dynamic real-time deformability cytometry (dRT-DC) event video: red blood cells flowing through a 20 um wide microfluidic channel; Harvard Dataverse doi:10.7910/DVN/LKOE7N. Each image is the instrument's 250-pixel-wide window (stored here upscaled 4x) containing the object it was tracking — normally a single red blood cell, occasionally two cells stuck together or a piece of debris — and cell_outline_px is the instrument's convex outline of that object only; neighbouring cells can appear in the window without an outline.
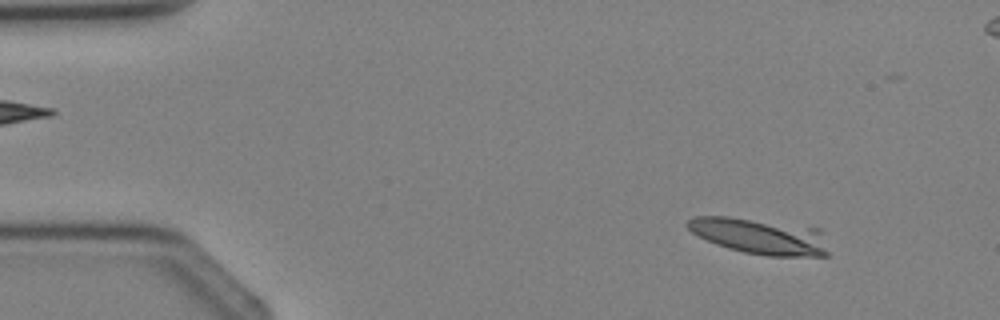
{"species": "Egyptian fruit bat (a non-hibernating species)", "species_latin": "Rousettus aegyptiacus", "temperature_condition": "cold", "stored_images_in_passage": 5, "camera_frame_rate_fps": 3000, "um_per_image_px": 0.085, "animal": {"sex": "female"}, "frame": {"image": 1, "passage_image": 2, "time_ms": 1.333, "image_size_px": [1000, 320], "cell_outline_px": [[828, 256], [768, 256], [744, 252], [728, 248], [716, 244], [692, 232], [684, 224], [692, 216], [728, 216], [820, 228], [828, 252]], "centroid_in_image_um": [64.58, 20.07], "position_along_channel_um": 20.4, "area_um2": 29.36}}